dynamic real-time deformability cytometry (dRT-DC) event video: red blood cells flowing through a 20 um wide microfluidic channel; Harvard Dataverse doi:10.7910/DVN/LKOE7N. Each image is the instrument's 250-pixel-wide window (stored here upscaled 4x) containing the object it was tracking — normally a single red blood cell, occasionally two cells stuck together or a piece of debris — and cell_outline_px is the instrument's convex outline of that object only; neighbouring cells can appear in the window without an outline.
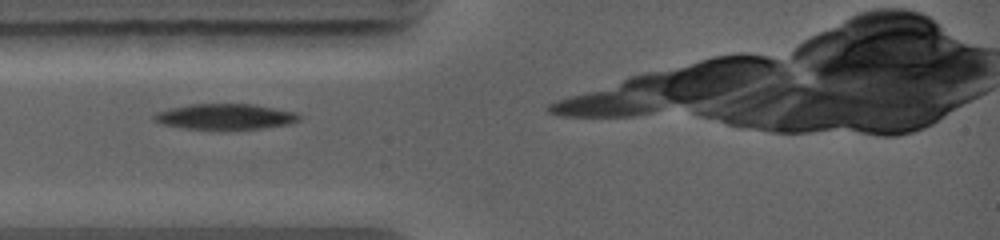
{"species": "common noctule bat (a hibernating species)", "species_latin": "Nyctalus noctula", "temperature_condition": "warm", "stored_images_in_passage": 3, "camera_frame_rate_fps": 5000, "um_per_image_px": 0.085, "animal": {"sex": "female", "body_mass_g": 19.0, "forearm_length_mm": 56.7}, "frame": {"image": 1, "passage_image": 2, "time_ms": 0.8, "image_size_px": [1000, 240], "cell_outline_px": [[300, 120], [292, 124], [260, 128], [184, 128], [160, 124], [152, 120], [152, 116], [156, 112], [168, 108], [188, 104], [256, 104], [296, 112], [300, 116]], "centroid_in_image_um": [19.12, 9.89], "position_along_channel_um": 65.9, "area_um2": 21.62}}